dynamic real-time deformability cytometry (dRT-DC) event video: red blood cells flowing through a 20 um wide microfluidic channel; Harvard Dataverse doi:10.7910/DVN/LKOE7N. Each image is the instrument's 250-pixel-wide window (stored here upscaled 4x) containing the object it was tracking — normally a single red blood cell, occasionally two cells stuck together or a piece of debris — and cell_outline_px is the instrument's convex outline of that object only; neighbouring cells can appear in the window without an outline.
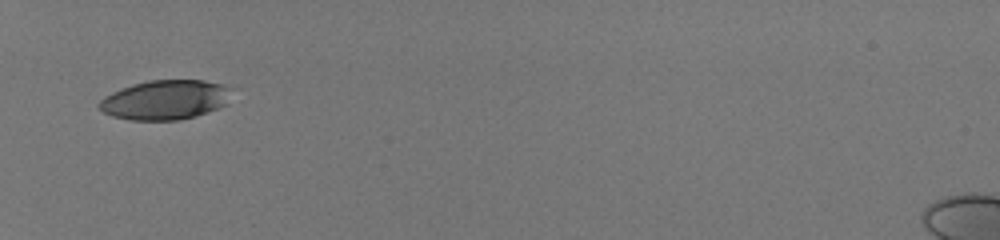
{"species": "human", "species_latin": "Homo sapiens", "temperature_condition": "room temperature", "stored_images_in_passage": 32, "camera_frame_rate_fps": 3000, "um_per_image_px": 0.085, "donor": {"sex": "male"}, "frame": {"image": 1, "passage_image": 1, "time_ms": 0.0, "image_size_px": [1000, 240], "cell_outline_px": [[232, 88], [228, 104], [196, 116], [180, 120], [132, 120], [112, 116], [104, 112], [96, 104], [104, 96], [112, 92], [148, 80], [204, 80], [224, 84]], "centroid_in_image_um": [14.08, 8.48], "position_along_channel_um": 70.9, "area_um2": 30.58}}
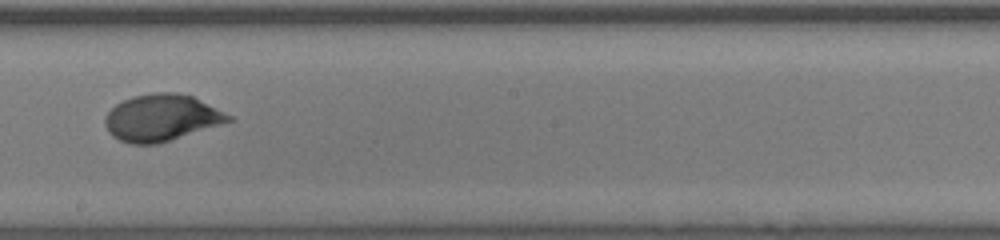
{"frame": {"image": 2, "passage_image": 14, "time_ms": 4.333, "image_size_px": [1000, 240], "cell_outline_px": [[236, 120], [156, 144], [132, 144], [120, 140], [112, 136], [108, 132], [104, 124], [104, 116], [116, 104], [132, 96], [156, 92], [176, 92], [192, 96], [232, 116]], "centroid_in_image_um": [13.71, 10.01], "position_along_channel_um": 234.5, "area_um2": 33.52}}
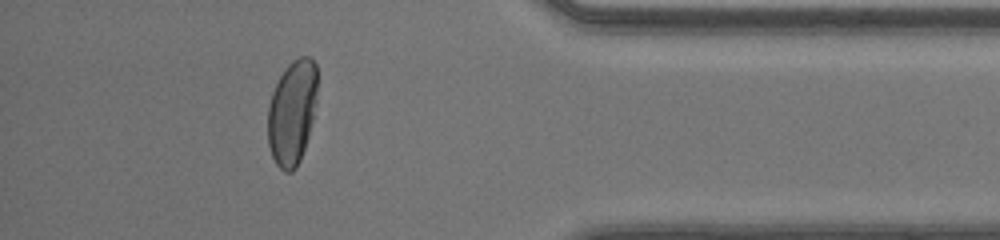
{"frame": {"image": 3, "passage_image": 28, "time_ms": 9.0, "image_size_px": [1000, 240], "cell_outline_px": [[316, 104], [308, 136], [300, 160], [296, 168], [292, 172], [284, 172], [276, 164], [272, 156], [268, 144], [268, 104], [272, 92], [280, 76], [288, 64], [292, 60], [300, 56], [308, 56], [316, 64]], "centroid_in_image_um": [24.82, 9.56], "position_along_channel_um": 410.4, "area_um2": 30.17}, "authors_computed_cell_mechanics": {"area_um2": 32.5992, "velocity_mm_per_s": 4.1339, "shape_relaxation_time_tau1_ms": 3.5095, "shape_relaxation_time_tau2_ms": null, "deformation_change_tau1": 0.1843, "deformation_change_tau2": null}}